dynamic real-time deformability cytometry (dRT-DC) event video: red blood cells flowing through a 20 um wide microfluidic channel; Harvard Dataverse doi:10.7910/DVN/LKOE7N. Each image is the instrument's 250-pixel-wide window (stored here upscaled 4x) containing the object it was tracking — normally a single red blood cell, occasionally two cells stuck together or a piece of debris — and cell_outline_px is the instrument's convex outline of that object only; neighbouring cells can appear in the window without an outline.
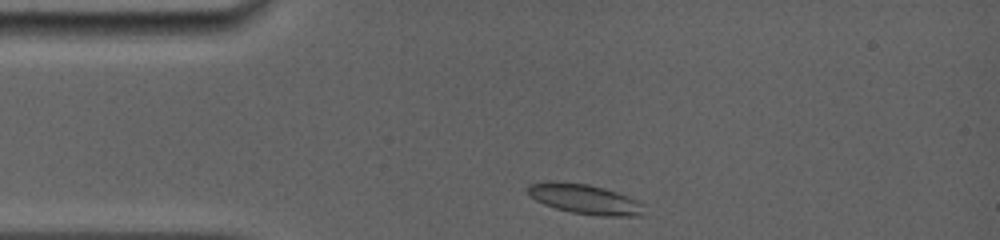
{"species": "common noctule bat (a hibernating species)", "species_latin": "Nyctalus noctula", "temperature_condition": "room temperature", "stored_images_in_passage": 28, "camera_frame_rate_fps": 5000, "um_per_image_px": 0.085, "animal": {"sex": "female", "body_mass_g": 19.0, "forearm_length_mm": 56.7}, "frame": {"image": 1, "passage_image": 1, "time_ms": 0.0, "image_size_px": [1000, 240], "cell_outline_px": [[644, 216], [604, 216], [572, 212], [556, 208], [544, 204], [528, 196], [528, 184], [544, 180], [560, 180], [588, 184], [604, 188], [616, 192], [636, 200], [644, 204]], "centroid_in_image_um": [49.67, 16.9], "position_along_channel_um": 35.3, "area_um2": 20.52}}
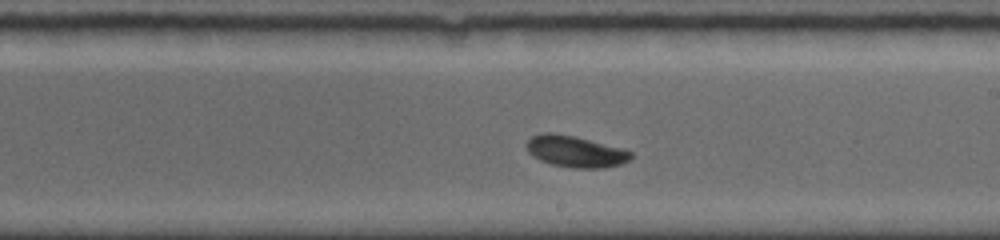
{"frame": {"image": 2, "passage_image": 16, "time_ms": 6.0, "image_size_px": [1000, 240], "cell_outline_px": [[632, 156], [628, 160], [620, 164], [604, 168], [572, 168], [552, 164], [540, 160], [532, 156], [528, 152], [524, 144], [532, 136], [544, 132], [552, 132], [572, 136], [620, 148], [632, 152]], "centroid_in_image_um": [48.85, 12.88], "position_along_channel_um": 240.2, "area_um2": 18.9}}
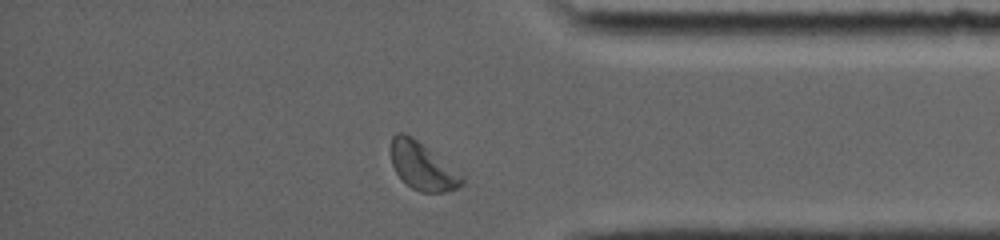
{"frame": {"image": 3, "passage_image": 26, "time_ms": 10.2, "image_size_px": [1000, 240], "cell_outline_px": [[464, 184], [448, 192], [420, 192], [412, 188], [396, 172], [392, 164], [392, 136], [396, 132], [404, 132], [412, 136], [464, 176]], "centroid_in_image_um": [35.92, 14.13], "position_along_channel_um": 399.3, "area_um2": 19.36}, "authors_computed_cell_mechanics": {"area_um2": 19.2185, "velocity_mm_per_s": 3.89, "shape_relaxation_time_tau1_ms": 3.5757, "shape_relaxation_time_tau2_ms": 4.3476, "deformation_change_tau1": 0.1391, "deformation_change_tau2": 0.0704}}